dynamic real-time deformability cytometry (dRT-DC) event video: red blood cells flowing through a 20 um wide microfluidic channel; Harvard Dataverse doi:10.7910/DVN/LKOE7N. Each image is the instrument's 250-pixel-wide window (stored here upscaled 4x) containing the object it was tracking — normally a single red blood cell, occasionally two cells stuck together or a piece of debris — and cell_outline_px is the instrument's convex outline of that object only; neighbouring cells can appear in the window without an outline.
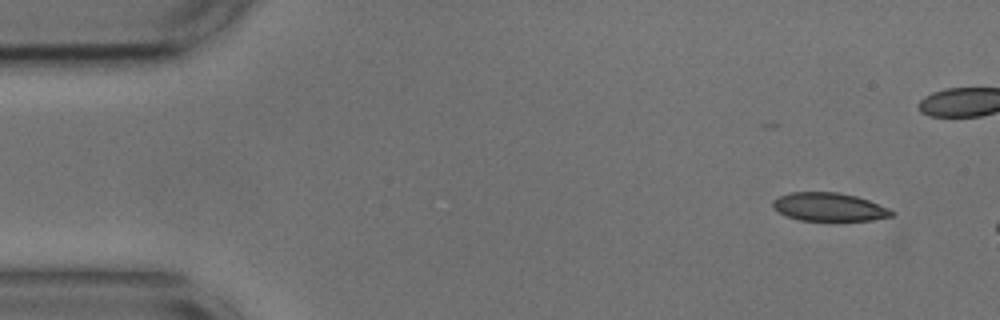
{"species": "common noctule bat (a hibernating species)", "species_latin": "Nyctalus noctula", "temperature_condition": "cold", "stored_images_in_passage": 3, "camera_frame_rate_fps": 3000, "um_per_image_px": 0.085, "animal": {"sex": "male", "body_mass_g": 17.9, "forearm_length_mm": 54.2}, "frame": {"image": 1, "passage_image": 1, "time_ms": 0.0, "image_size_px": [1000, 320], "cell_outline_px": [[896, 212], [892, 216], [872, 220], [800, 220], [788, 216], [772, 208], [772, 200], [780, 196], [792, 192], [836, 192], [856, 196], [868, 200], [888, 208]], "centroid_in_image_um": [70.47, 17.59], "position_along_channel_um": 14.5, "area_um2": 19.42}}